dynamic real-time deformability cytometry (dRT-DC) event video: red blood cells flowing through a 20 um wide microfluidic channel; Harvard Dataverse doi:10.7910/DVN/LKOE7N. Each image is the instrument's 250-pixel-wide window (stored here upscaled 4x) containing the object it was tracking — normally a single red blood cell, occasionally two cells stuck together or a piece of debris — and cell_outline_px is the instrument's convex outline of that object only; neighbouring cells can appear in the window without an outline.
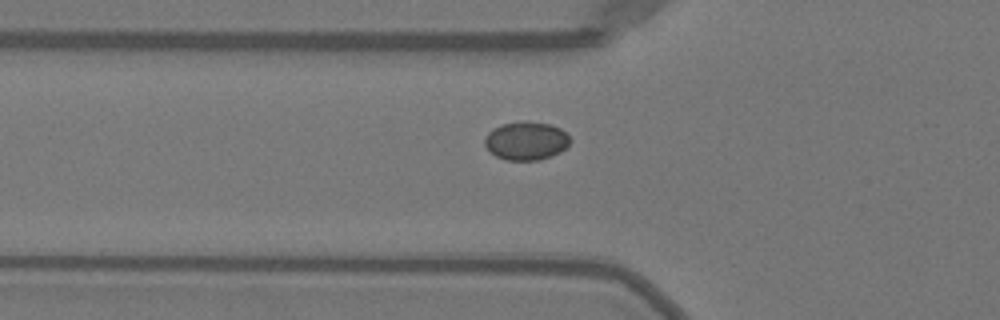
{"species": "Egyptian fruit bat (a non-hibernating species)", "species_latin": "Rousettus aegyptiacus", "temperature_condition": "warm", "stored_images_in_passage": 35, "camera_frame_rate_fps": 3000, "um_per_image_px": 0.085, "animal": {"sex": "female"}, "frame": {"image": 1, "passage_image": 8, "time_ms": 2.333, "image_size_px": [1000, 320], "cell_outline_px": [[572, 140], [560, 152], [540, 160], [508, 160], [496, 156], [484, 144], [484, 140], [488, 132], [492, 128], [504, 124], [524, 120], [548, 124], [560, 128]], "centroid_in_image_um": [44.72, 11.96], "position_along_channel_um": 81.1, "area_um2": 18.96}}
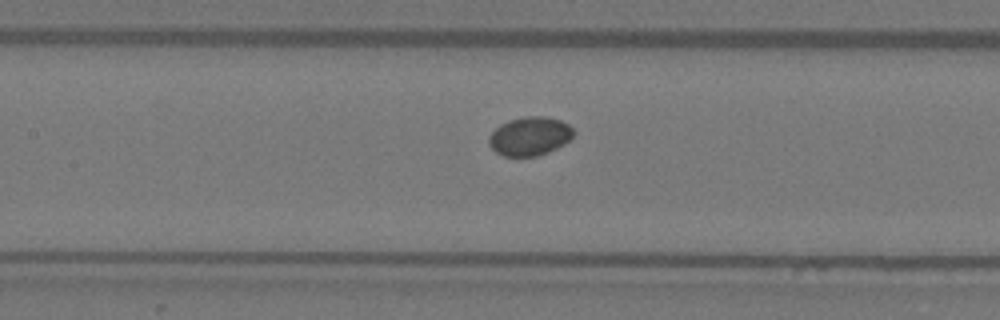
{"frame": {"image": 2, "passage_image": 14, "time_ms": 4.333, "image_size_px": [1000, 320], "cell_outline_px": [[576, 132], [564, 144], [548, 152], [536, 156], [504, 156], [496, 152], [488, 144], [488, 136], [500, 124], [508, 120], [524, 116], [544, 116], [560, 120], [568, 124]], "centroid_in_image_um": [45.01, 11.57], "position_along_channel_um": 162.4, "area_um2": 19.13}}
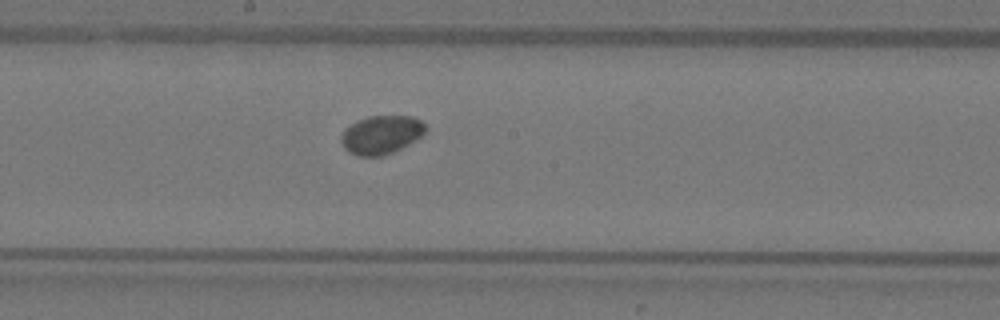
{"frame": {"image": 3, "passage_image": 18, "time_ms": 5.667, "image_size_px": [1000, 320], "cell_outline_px": [[424, 132], [416, 140], [384, 156], [356, 156], [348, 152], [344, 148], [340, 140], [340, 136], [344, 128], [368, 116], [412, 116], [420, 120], [424, 124]], "centroid_in_image_um": [32.36, 11.46], "position_along_channel_um": 215.8, "area_um2": 18.84}}